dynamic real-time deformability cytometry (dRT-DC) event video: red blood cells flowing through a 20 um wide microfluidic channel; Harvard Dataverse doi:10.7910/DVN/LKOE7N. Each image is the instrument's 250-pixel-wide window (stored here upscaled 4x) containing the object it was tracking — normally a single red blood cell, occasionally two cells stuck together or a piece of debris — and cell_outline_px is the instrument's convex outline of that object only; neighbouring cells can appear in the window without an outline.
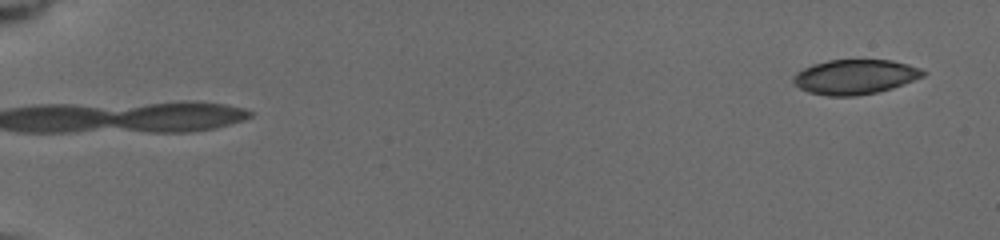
{"species": "common noctule bat (a hibernating species)", "species_latin": "Nyctalus noctula", "temperature_condition": "cold", "stored_images_in_passage": 15, "camera_frame_rate_fps": 3000, "um_per_image_px": 0.085, "animal": {"sex": "female", "body_mass_g": 19.5, "forearm_length_mm": 54.1}, "frame": {"image": 1, "passage_image": 1, "time_ms": 0.0, "image_size_px": [1000, 240], "cell_outline_px": [[928, 72], [924, 76], [904, 84], [892, 88], [876, 92], [856, 96], [828, 96], [808, 92], [800, 88], [792, 80], [792, 76], [796, 72], [812, 64], [828, 60], [892, 60], [908, 64], [920, 68]], "centroid_in_image_um": [72.68, 6.53], "position_along_channel_um": 12.3, "area_um2": 26.36}}
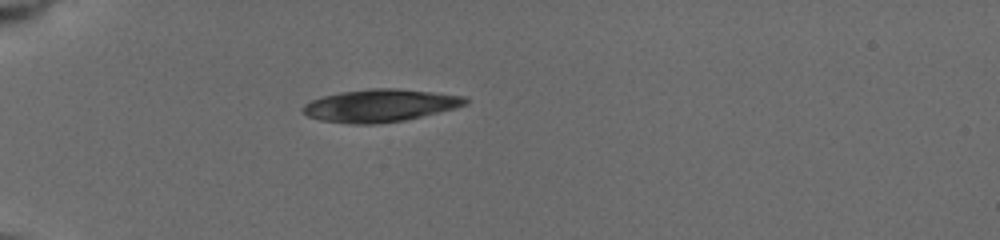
{"frame": {"image": 2, "passage_image": 7, "time_ms": 5.0, "image_size_px": [1000, 240], "cell_outline_px": [[468, 104], [404, 120], [372, 124], [352, 124], [320, 120], [308, 116], [300, 108], [304, 104], [312, 100], [324, 96], [340, 92], [372, 88], [396, 88], [432, 92], [464, 96], [468, 100]], "centroid_in_image_um": [32.26, 8.96], "position_along_channel_um": 52.7, "area_um2": 30.46}}